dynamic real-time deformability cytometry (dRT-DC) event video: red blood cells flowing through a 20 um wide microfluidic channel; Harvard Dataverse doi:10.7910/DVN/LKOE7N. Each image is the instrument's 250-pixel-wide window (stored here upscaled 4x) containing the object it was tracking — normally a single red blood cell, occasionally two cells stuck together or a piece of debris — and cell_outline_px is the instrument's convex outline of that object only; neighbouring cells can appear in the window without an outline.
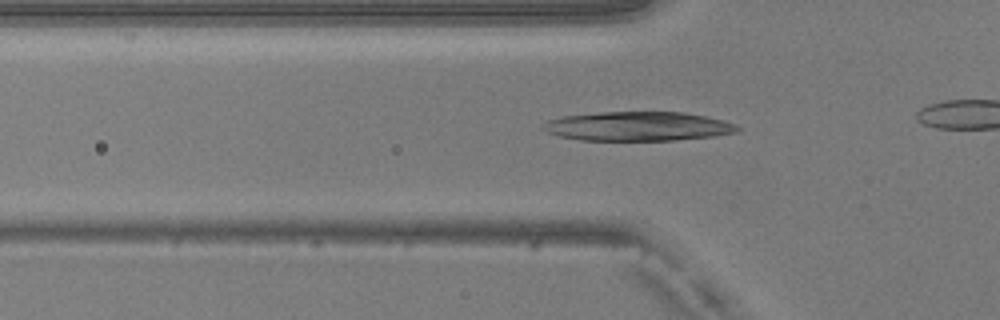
{"species": "common noctule bat (a hibernating species)", "species_latin": "Nyctalus noctula", "temperature_condition": "warm", "stored_images_in_passage": 35, "camera_frame_rate_fps": 3000, "um_per_image_px": 0.085, "animal": {"sex": "male", "body_mass_g": 20.5, "forearm_length_mm": 52.5}, "frame": {"image": 1, "passage_image": 12, "time_ms": 3.667, "image_size_px": [1000, 320], "cell_outline_px": [[740, 128], [736, 132], [716, 136], [672, 140], [580, 140], [560, 136], [548, 132], [540, 128], [540, 124], [548, 120], [560, 116], [600, 112], [684, 112], [724, 120], [736, 124]], "centroid_in_image_um": [54.19, 10.73], "position_along_channel_um": 71.6, "area_um2": 33.18}}
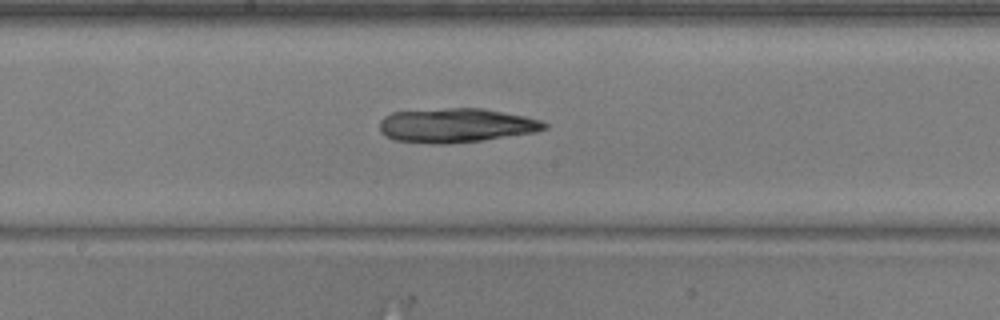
{"frame": {"image": 2, "passage_image": 22, "time_ms": 7.0, "image_size_px": [1000, 320], "cell_outline_px": [[548, 128], [536, 132], [484, 140], [448, 144], [432, 144], [392, 140], [384, 136], [380, 132], [380, 120], [384, 116], [392, 112], [444, 108], [484, 108], [524, 116], [540, 120], [548, 124]], "centroid_in_image_um": [38.74, 10.66], "position_along_channel_um": 209.5, "area_um2": 33.23}}
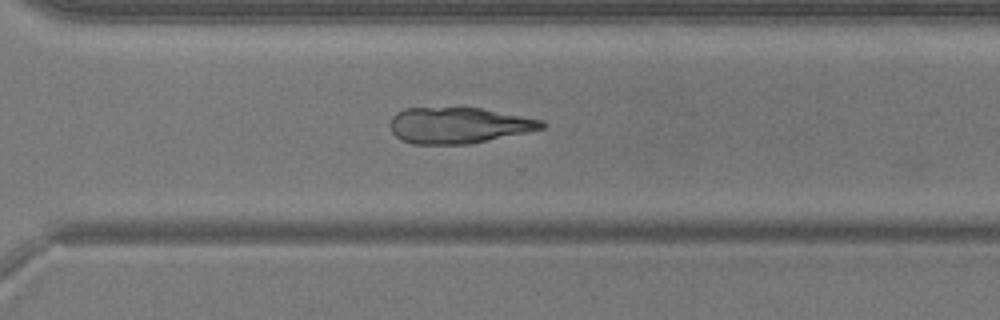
{"frame": {"image": 3, "passage_image": 31, "time_ms": 10.0, "image_size_px": [1000, 320], "cell_outline_px": [[544, 128], [472, 144], [412, 144], [400, 140], [392, 132], [388, 124], [392, 116], [396, 112], [404, 108], [480, 108], [544, 120]], "centroid_in_image_um": [38.93, 10.66], "position_along_channel_um": 331.7, "area_um2": 31.91}}